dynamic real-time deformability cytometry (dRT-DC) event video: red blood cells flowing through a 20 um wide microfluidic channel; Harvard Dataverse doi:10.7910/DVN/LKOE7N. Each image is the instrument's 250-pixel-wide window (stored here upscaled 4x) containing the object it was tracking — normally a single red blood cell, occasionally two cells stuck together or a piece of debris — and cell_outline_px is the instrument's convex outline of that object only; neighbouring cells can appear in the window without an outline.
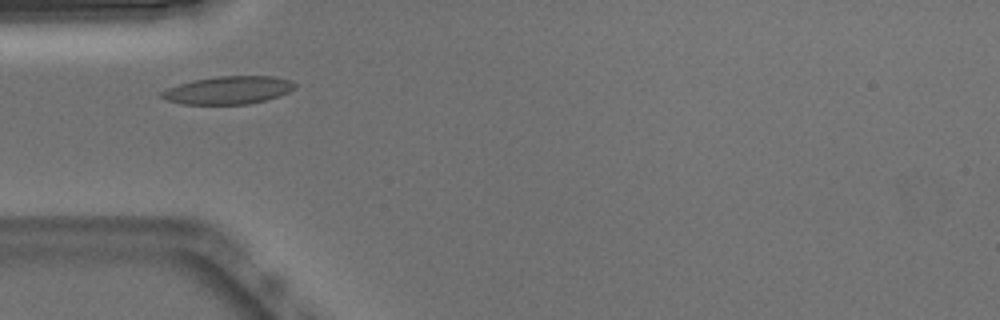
{"species": "Egyptian fruit bat (a non-hibernating species)", "species_latin": "Rousettus aegyptiacus", "temperature_condition": "warm", "stored_images_in_passage": 37, "camera_frame_rate_fps": 3000, "um_per_image_px": 0.085, "animal": {"sex": "male"}, "frame": {"image": 1, "passage_image": 1, "time_ms": 0.0, "image_size_px": [1000, 320], "cell_outline_px": [[296, 88], [280, 96], [268, 100], [248, 104], [184, 104], [168, 100], [160, 96], [160, 92], [168, 88], [180, 84], [196, 80], [216, 76], [276, 76], [292, 80], [296, 84]], "centroid_in_image_um": [19.48, 7.66], "position_along_channel_um": 65.5, "area_um2": 21.68}}
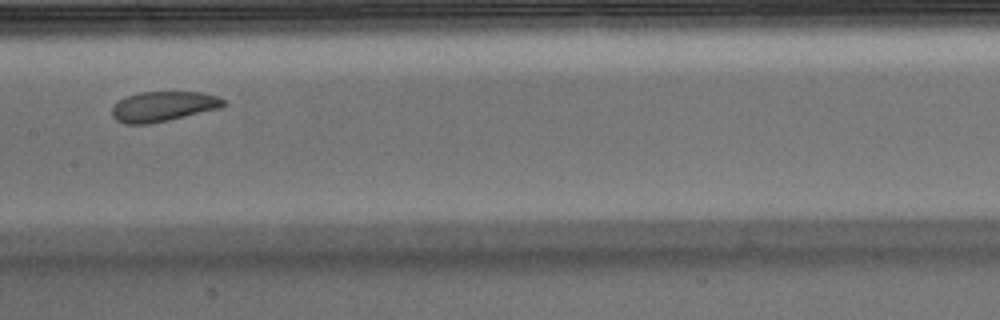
{"frame": {"image": 2, "passage_image": 11, "time_ms": 3.333, "image_size_px": [1000, 320], "cell_outline_px": [[228, 104], [220, 108], [168, 120], [148, 124], [124, 124], [116, 120], [112, 116], [112, 108], [120, 100], [128, 96], [140, 92], [200, 92], [216, 96], [224, 100]], "centroid_in_image_um": [13.88, 9.05], "position_along_channel_um": 193.5, "area_um2": 19.36}}
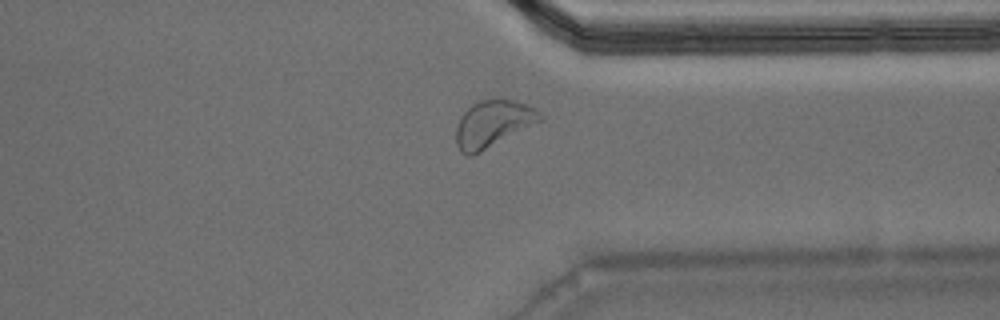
{"frame": {"image": 3, "passage_image": 25, "time_ms": 8.0, "image_size_px": [1000, 320], "cell_outline_px": [[544, 120], [472, 156], [468, 156], [460, 152], [456, 144], [456, 124], [460, 116], [472, 104], [480, 100], [496, 96], [500, 96], [536, 108], [544, 116]], "centroid_in_image_um": [41.9, 10.49], "position_along_channel_um": 369.5, "area_um2": 23.47}, "authors_computed_cell_mechanics": {"area_um2": 20.519, "velocity_mm_per_s": 3.8077, "shape_relaxation_time_tau1_ms": 3.5317, "shape_relaxation_time_tau2_ms": 8.2229, "deformation_change_tau1": 0.1055, "deformation_change_tau2": 0.1486}}